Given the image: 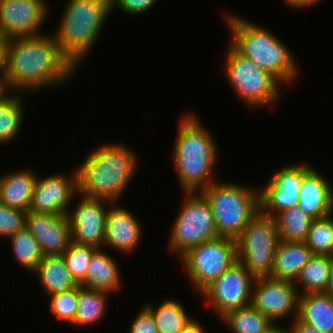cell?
<instances>
[{
	"label": "cell",
	"instance_id": "6da1fadb",
	"mask_svg": "<svg viewBox=\"0 0 333 333\" xmlns=\"http://www.w3.org/2000/svg\"><path fill=\"white\" fill-rule=\"evenodd\" d=\"M77 70L51 33L7 39L3 84L8 92L23 94L65 85Z\"/></svg>",
	"mask_w": 333,
	"mask_h": 333
},
{
	"label": "cell",
	"instance_id": "7a4b0ae2",
	"mask_svg": "<svg viewBox=\"0 0 333 333\" xmlns=\"http://www.w3.org/2000/svg\"><path fill=\"white\" fill-rule=\"evenodd\" d=\"M138 164L136 152L124 142H104L86 153L83 163L76 167L79 196L120 201Z\"/></svg>",
	"mask_w": 333,
	"mask_h": 333
},
{
	"label": "cell",
	"instance_id": "3957f363",
	"mask_svg": "<svg viewBox=\"0 0 333 333\" xmlns=\"http://www.w3.org/2000/svg\"><path fill=\"white\" fill-rule=\"evenodd\" d=\"M180 120L171 154L176 175L182 192H201L216 182L219 147L196 115L187 112Z\"/></svg>",
	"mask_w": 333,
	"mask_h": 333
},
{
	"label": "cell",
	"instance_id": "277c9868",
	"mask_svg": "<svg viewBox=\"0 0 333 333\" xmlns=\"http://www.w3.org/2000/svg\"><path fill=\"white\" fill-rule=\"evenodd\" d=\"M229 44L243 57L271 73L286 86L295 81L300 67L289 47L269 29L237 14H226ZM288 47V48H287ZM284 84V85H283Z\"/></svg>",
	"mask_w": 333,
	"mask_h": 333
},
{
	"label": "cell",
	"instance_id": "5b68a950",
	"mask_svg": "<svg viewBox=\"0 0 333 333\" xmlns=\"http://www.w3.org/2000/svg\"><path fill=\"white\" fill-rule=\"evenodd\" d=\"M53 37L62 53L78 69L95 46L112 13L104 0H67Z\"/></svg>",
	"mask_w": 333,
	"mask_h": 333
},
{
	"label": "cell",
	"instance_id": "8992f818",
	"mask_svg": "<svg viewBox=\"0 0 333 333\" xmlns=\"http://www.w3.org/2000/svg\"><path fill=\"white\" fill-rule=\"evenodd\" d=\"M201 193L209 202L221 237L236 240L260 210L259 190L253 186L216 181Z\"/></svg>",
	"mask_w": 333,
	"mask_h": 333
},
{
	"label": "cell",
	"instance_id": "52a82bcc",
	"mask_svg": "<svg viewBox=\"0 0 333 333\" xmlns=\"http://www.w3.org/2000/svg\"><path fill=\"white\" fill-rule=\"evenodd\" d=\"M225 55L224 76L249 108L269 107L280 98L282 83L275 76L243 57L229 43Z\"/></svg>",
	"mask_w": 333,
	"mask_h": 333
},
{
	"label": "cell",
	"instance_id": "ba28073f",
	"mask_svg": "<svg viewBox=\"0 0 333 333\" xmlns=\"http://www.w3.org/2000/svg\"><path fill=\"white\" fill-rule=\"evenodd\" d=\"M182 208L169 236L168 250L178 259L189 249L218 237L211 207L201 192H183Z\"/></svg>",
	"mask_w": 333,
	"mask_h": 333
},
{
	"label": "cell",
	"instance_id": "9c48e42d",
	"mask_svg": "<svg viewBox=\"0 0 333 333\" xmlns=\"http://www.w3.org/2000/svg\"><path fill=\"white\" fill-rule=\"evenodd\" d=\"M280 242L275 218L259 210L236 239L237 260L254 277H269Z\"/></svg>",
	"mask_w": 333,
	"mask_h": 333
},
{
	"label": "cell",
	"instance_id": "30bf717a",
	"mask_svg": "<svg viewBox=\"0 0 333 333\" xmlns=\"http://www.w3.org/2000/svg\"><path fill=\"white\" fill-rule=\"evenodd\" d=\"M178 260L200 294L237 261L236 240L218 236L189 249Z\"/></svg>",
	"mask_w": 333,
	"mask_h": 333
},
{
	"label": "cell",
	"instance_id": "8fae6325",
	"mask_svg": "<svg viewBox=\"0 0 333 333\" xmlns=\"http://www.w3.org/2000/svg\"><path fill=\"white\" fill-rule=\"evenodd\" d=\"M255 278L237 260L200 295L205 298L220 319L227 312L251 304L252 286Z\"/></svg>",
	"mask_w": 333,
	"mask_h": 333
},
{
	"label": "cell",
	"instance_id": "7c38bea8",
	"mask_svg": "<svg viewBox=\"0 0 333 333\" xmlns=\"http://www.w3.org/2000/svg\"><path fill=\"white\" fill-rule=\"evenodd\" d=\"M299 295L294 282L258 277L252 286L251 305L272 323L288 317L291 322L298 316Z\"/></svg>",
	"mask_w": 333,
	"mask_h": 333
},
{
	"label": "cell",
	"instance_id": "4fadbf2b",
	"mask_svg": "<svg viewBox=\"0 0 333 333\" xmlns=\"http://www.w3.org/2000/svg\"><path fill=\"white\" fill-rule=\"evenodd\" d=\"M303 182V162L278 168L259 190L260 210L274 217L282 210L298 206Z\"/></svg>",
	"mask_w": 333,
	"mask_h": 333
},
{
	"label": "cell",
	"instance_id": "5bb4252c",
	"mask_svg": "<svg viewBox=\"0 0 333 333\" xmlns=\"http://www.w3.org/2000/svg\"><path fill=\"white\" fill-rule=\"evenodd\" d=\"M80 197L76 206L69 209L67 213L71 241L79 245H91L102 249L108 209L112 202L82 195Z\"/></svg>",
	"mask_w": 333,
	"mask_h": 333
},
{
	"label": "cell",
	"instance_id": "9a60e30c",
	"mask_svg": "<svg viewBox=\"0 0 333 333\" xmlns=\"http://www.w3.org/2000/svg\"><path fill=\"white\" fill-rule=\"evenodd\" d=\"M75 169L67 176L57 172L45 177L37 175L29 212L67 215L71 201L78 196V173Z\"/></svg>",
	"mask_w": 333,
	"mask_h": 333
},
{
	"label": "cell",
	"instance_id": "2e32d148",
	"mask_svg": "<svg viewBox=\"0 0 333 333\" xmlns=\"http://www.w3.org/2000/svg\"><path fill=\"white\" fill-rule=\"evenodd\" d=\"M46 0H0V28L7 38L44 34L40 27L49 13Z\"/></svg>",
	"mask_w": 333,
	"mask_h": 333
},
{
	"label": "cell",
	"instance_id": "e0dca14e",
	"mask_svg": "<svg viewBox=\"0 0 333 333\" xmlns=\"http://www.w3.org/2000/svg\"><path fill=\"white\" fill-rule=\"evenodd\" d=\"M26 229L39 242L44 256L63 255L72 242L66 214H42L28 211Z\"/></svg>",
	"mask_w": 333,
	"mask_h": 333
},
{
	"label": "cell",
	"instance_id": "ac0fdd59",
	"mask_svg": "<svg viewBox=\"0 0 333 333\" xmlns=\"http://www.w3.org/2000/svg\"><path fill=\"white\" fill-rule=\"evenodd\" d=\"M111 203L106 220V233L103 248L133 253L143 236L142 222L126 207Z\"/></svg>",
	"mask_w": 333,
	"mask_h": 333
},
{
	"label": "cell",
	"instance_id": "d6986e66",
	"mask_svg": "<svg viewBox=\"0 0 333 333\" xmlns=\"http://www.w3.org/2000/svg\"><path fill=\"white\" fill-rule=\"evenodd\" d=\"M314 167L304 163V182L299 193L298 207L317 219L333 212V186Z\"/></svg>",
	"mask_w": 333,
	"mask_h": 333
},
{
	"label": "cell",
	"instance_id": "ffe728a7",
	"mask_svg": "<svg viewBox=\"0 0 333 333\" xmlns=\"http://www.w3.org/2000/svg\"><path fill=\"white\" fill-rule=\"evenodd\" d=\"M313 256L305 242L281 241L276 247L270 278L295 282Z\"/></svg>",
	"mask_w": 333,
	"mask_h": 333
},
{
	"label": "cell",
	"instance_id": "44dd1931",
	"mask_svg": "<svg viewBox=\"0 0 333 333\" xmlns=\"http://www.w3.org/2000/svg\"><path fill=\"white\" fill-rule=\"evenodd\" d=\"M37 172L20 169L0 176V203L23 211H29Z\"/></svg>",
	"mask_w": 333,
	"mask_h": 333
},
{
	"label": "cell",
	"instance_id": "7402d4cb",
	"mask_svg": "<svg viewBox=\"0 0 333 333\" xmlns=\"http://www.w3.org/2000/svg\"><path fill=\"white\" fill-rule=\"evenodd\" d=\"M121 269L118 263L101 248H98L90 261L85 280L80 284L83 287L116 293L122 286Z\"/></svg>",
	"mask_w": 333,
	"mask_h": 333
},
{
	"label": "cell",
	"instance_id": "603a6c76",
	"mask_svg": "<svg viewBox=\"0 0 333 333\" xmlns=\"http://www.w3.org/2000/svg\"><path fill=\"white\" fill-rule=\"evenodd\" d=\"M297 317L321 333H333V298L326 292L300 294Z\"/></svg>",
	"mask_w": 333,
	"mask_h": 333
},
{
	"label": "cell",
	"instance_id": "cb8c5ba5",
	"mask_svg": "<svg viewBox=\"0 0 333 333\" xmlns=\"http://www.w3.org/2000/svg\"><path fill=\"white\" fill-rule=\"evenodd\" d=\"M45 294L70 291L79 286L68 270L62 255L44 256L35 272Z\"/></svg>",
	"mask_w": 333,
	"mask_h": 333
},
{
	"label": "cell",
	"instance_id": "d4e9b609",
	"mask_svg": "<svg viewBox=\"0 0 333 333\" xmlns=\"http://www.w3.org/2000/svg\"><path fill=\"white\" fill-rule=\"evenodd\" d=\"M333 257L313 255L301 270L294 284L299 294L326 292L330 284ZM302 286V289H299Z\"/></svg>",
	"mask_w": 333,
	"mask_h": 333
},
{
	"label": "cell",
	"instance_id": "484cf974",
	"mask_svg": "<svg viewBox=\"0 0 333 333\" xmlns=\"http://www.w3.org/2000/svg\"><path fill=\"white\" fill-rule=\"evenodd\" d=\"M21 93L6 91L0 96V144L6 145L18 137L24 120Z\"/></svg>",
	"mask_w": 333,
	"mask_h": 333
},
{
	"label": "cell",
	"instance_id": "4316f807",
	"mask_svg": "<svg viewBox=\"0 0 333 333\" xmlns=\"http://www.w3.org/2000/svg\"><path fill=\"white\" fill-rule=\"evenodd\" d=\"M165 299L157 306L149 302L143 306L153 316L158 333H181L193 316L187 313L183 304L178 300Z\"/></svg>",
	"mask_w": 333,
	"mask_h": 333
},
{
	"label": "cell",
	"instance_id": "83f0119b",
	"mask_svg": "<svg viewBox=\"0 0 333 333\" xmlns=\"http://www.w3.org/2000/svg\"><path fill=\"white\" fill-rule=\"evenodd\" d=\"M109 294L106 291L79 285L78 308L72 326L84 328L103 321L108 311Z\"/></svg>",
	"mask_w": 333,
	"mask_h": 333
},
{
	"label": "cell",
	"instance_id": "f1b7e54d",
	"mask_svg": "<svg viewBox=\"0 0 333 333\" xmlns=\"http://www.w3.org/2000/svg\"><path fill=\"white\" fill-rule=\"evenodd\" d=\"M277 231L281 241L305 242L313 217L298 206L280 211L275 216Z\"/></svg>",
	"mask_w": 333,
	"mask_h": 333
},
{
	"label": "cell",
	"instance_id": "f546056e",
	"mask_svg": "<svg viewBox=\"0 0 333 333\" xmlns=\"http://www.w3.org/2000/svg\"><path fill=\"white\" fill-rule=\"evenodd\" d=\"M220 321L233 333H263L273 324L251 304L227 312Z\"/></svg>",
	"mask_w": 333,
	"mask_h": 333
},
{
	"label": "cell",
	"instance_id": "4dcf8cb0",
	"mask_svg": "<svg viewBox=\"0 0 333 333\" xmlns=\"http://www.w3.org/2000/svg\"><path fill=\"white\" fill-rule=\"evenodd\" d=\"M8 240H10L14 260L24 270L35 272L44 258L39 242L26 228L13 234Z\"/></svg>",
	"mask_w": 333,
	"mask_h": 333
},
{
	"label": "cell",
	"instance_id": "1f68e13d",
	"mask_svg": "<svg viewBox=\"0 0 333 333\" xmlns=\"http://www.w3.org/2000/svg\"><path fill=\"white\" fill-rule=\"evenodd\" d=\"M305 243L313 255L333 257V212L313 220Z\"/></svg>",
	"mask_w": 333,
	"mask_h": 333
},
{
	"label": "cell",
	"instance_id": "d6a6232c",
	"mask_svg": "<svg viewBox=\"0 0 333 333\" xmlns=\"http://www.w3.org/2000/svg\"><path fill=\"white\" fill-rule=\"evenodd\" d=\"M98 248L91 245H79L71 242L62 257L72 277L80 285L86 278V272L94 252Z\"/></svg>",
	"mask_w": 333,
	"mask_h": 333
},
{
	"label": "cell",
	"instance_id": "836d02e7",
	"mask_svg": "<svg viewBox=\"0 0 333 333\" xmlns=\"http://www.w3.org/2000/svg\"><path fill=\"white\" fill-rule=\"evenodd\" d=\"M79 286L49 295L50 314L59 321L73 324L78 308Z\"/></svg>",
	"mask_w": 333,
	"mask_h": 333
},
{
	"label": "cell",
	"instance_id": "e575fe53",
	"mask_svg": "<svg viewBox=\"0 0 333 333\" xmlns=\"http://www.w3.org/2000/svg\"><path fill=\"white\" fill-rule=\"evenodd\" d=\"M27 212L0 203V237L8 239L25 229Z\"/></svg>",
	"mask_w": 333,
	"mask_h": 333
},
{
	"label": "cell",
	"instance_id": "d590c367",
	"mask_svg": "<svg viewBox=\"0 0 333 333\" xmlns=\"http://www.w3.org/2000/svg\"><path fill=\"white\" fill-rule=\"evenodd\" d=\"M157 0H116L111 6L112 12L115 8H119L123 13L128 15H142L152 9Z\"/></svg>",
	"mask_w": 333,
	"mask_h": 333
},
{
	"label": "cell",
	"instance_id": "8d00e7d4",
	"mask_svg": "<svg viewBox=\"0 0 333 333\" xmlns=\"http://www.w3.org/2000/svg\"><path fill=\"white\" fill-rule=\"evenodd\" d=\"M128 333H158L153 316L144 306L132 320Z\"/></svg>",
	"mask_w": 333,
	"mask_h": 333
},
{
	"label": "cell",
	"instance_id": "74e56055",
	"mask_svg": "<svg viewBox=\"0 0 333 333\" xmlns=\"http://www.w3.org/2000/svg\"><path fill=\"white\" fill-rule=\"evenodd\" d=\"M289 333H321L315 327L302 322L298 317L289 323Z\"/></svg>",
	"mask_w": 333,
	"mask_h": 333
},
{
	"label": "cell",
	"instance_id": "f35d334b",
	"mask_svg": "<svg viewBox=\"0 0 333 333\" xmlns=\"http://www.w3.org/2000/svg\"><path fill=\"white\" fill-rule=\"evenodd\" d=\"M288 7L294 9H304L308 7H313V5L320 3L321 0H284Z\"/></svg>",
	"mask_w": 333,
	"mask_h": 333
},
{
	"label": "cell",
	"instance_id": "ab89813d",
	"mask_svg": "<svg viewBox=\"0 0 333 333\" xmlns=\"http://www.w3.org/2000/svg\"><path fill=\"white\" fill-rule=\"evenodd\" d=\"M204 326L196 319L192 318L191 321L184 327L181 333H207Z\"/></svg>",
	"mask_w": 333,
	"mask_h": 333
},
{
	"label": "cell",
	"instance_id": "60d3db41",
	"mask_svg": "<svg viewBox=\"0 0 333 333\" xmlns=\"http://www.w3.org/2000/svg\"><path fill=\"white\" fill-rule=\"evenodd\" d=\"M263 333H289L288 326H280V323H273L267 330Z\"/></svg>",
	"mask_w": 333,
	"mask_h": 333
},
{
	"label": "cell",
	"instance_id": "b9f144b4",
	"mask_svg": "<svg viewBox=\"0 0 333 333\" xmlns=\"http://www.w3.org/2000/svg\"><path fill=\"white\" fill-rule=\"evenodd\" d=\"M5 48H0V80L4 78Z\"/></svg>",
	"mask_w": 333,
	"mask_h": 333
},
{
	"label": "cell",
	"instance_id": "7bdbcfd3",
	"mask_svg": "<svg viewBox=\"0 0 333 333\" xmlns=\"http://www.w3.org/2000/svg\"><path fill=\"white\" fill-rule=\"evenodd\" d=\"M326 293H328L333 298V268H332V275H331V279H330V284L328 286V289H327Z\"/></svg>",
	"mask_w": 333,
	"mask_h": 333
},
{
	"label": "cell",
	"instance_id": "ee69618b",
	"mask_svg": "<svg viewBox=\"0 0 333 333\" xmlns=\"http://www.w3.org/2000/svg\"><path fill=\"white\" fill-rule=\"evenodd\" d=\"M7 38L3 35L1 28H0V48L6 47Z\"/></svg>",
	"mask_w": 333,
	"mask_h": 333
},
{
	"label": "cell",
	"instance_id": "f6af8a7d",
	"mask_svg": "<svg viewBox=\"0 0 333 333\" xmlns=\"http://www.w3.org/2000/svg\"><path fill=\"white\" fill-rule=\"evenodd\" d=\"M6 92L3 82L0 80V96Z\"/></svg>",
	"mask_w": 333,
	"mask_h": 333
},
{
	"label": "cell",
	"instance_id": "bcb514c9",
	"mask_svg": "<svg viewBox=\"0 0 333 333\" xmlns=\"http://www.w3.org/2000/svg\"><path fill=\"white\" fill-rule=\"evenodd\" d=\"M106 2H108L111 6L116 2V0H104Z\"/></svg>",
	"mask_w": 333,
	"mask_h": 333
}]
</instances>
